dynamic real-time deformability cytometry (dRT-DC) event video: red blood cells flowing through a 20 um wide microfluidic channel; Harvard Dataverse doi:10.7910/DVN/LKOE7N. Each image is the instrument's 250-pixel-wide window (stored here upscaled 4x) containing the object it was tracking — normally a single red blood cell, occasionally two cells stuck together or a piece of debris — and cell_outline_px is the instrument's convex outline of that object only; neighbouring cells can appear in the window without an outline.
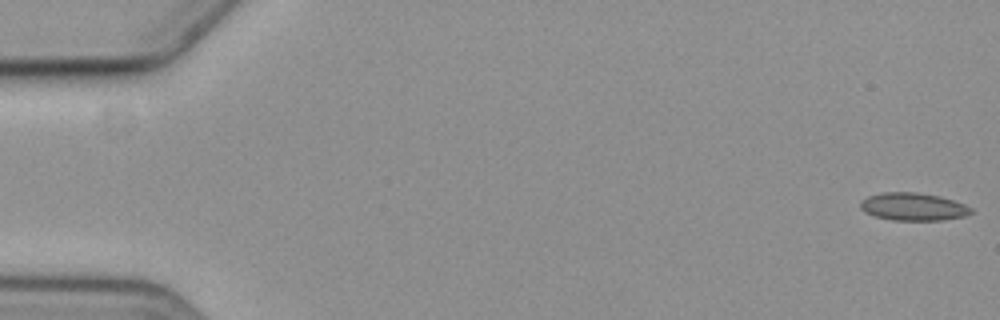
{"species": "common noctule bat (a hibernating species)", "species_latin": "Nyctalus noctula", "temperature_condition": "cold", "stored_images_in_passage": 6, "segment_of_instrument_passage": [2, 2], "camera_frame_rate_fps": 3000, "um_per_image_px": 0.085, "animal": {"sex": "female", "body_mass_g": 19.3, "forearm_length_mm": 54.1}, "frame": {"image": 1, "passage_image": 6, "time_ms": 6.667, "image_size_px": [1000, 320], "cell_outline_px": [[972, 212], [964, 216], [940, 220], [892, 220], [876, 216], [864, 212], [860, 208], [860, 200], [868, 196], [884, 192], [916, 192], [936, 196], [952, 200], [964, 204], [972, 208]], "centroid_in_image_um": [77.58, 17.57], "position_along_channel_um": 7.4, "area_um2": 17.69}}